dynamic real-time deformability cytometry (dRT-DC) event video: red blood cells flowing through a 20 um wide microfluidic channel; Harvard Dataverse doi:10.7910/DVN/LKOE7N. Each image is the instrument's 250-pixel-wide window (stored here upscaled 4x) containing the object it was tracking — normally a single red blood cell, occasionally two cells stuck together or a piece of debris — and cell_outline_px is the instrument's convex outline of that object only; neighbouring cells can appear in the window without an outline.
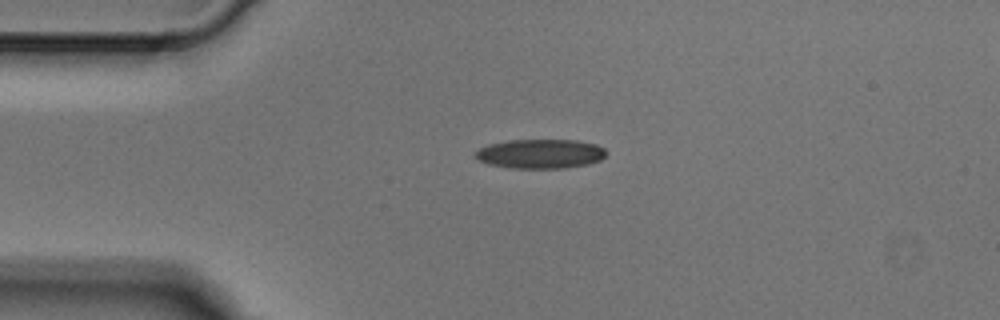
{"species": "Egyptian fruit bat (a non-hibernating species)", "species_latin": "Rousettus aegyptiacus", "temperature_condition": "cold", "stored_images_in_passage": 3, "segment_of_instrument_passage": [1, 2], "camera_frame_rate_fps": 3000, "um_per_image_px": 0.085, "animal": {"sex": "male"}, "frame": {"image": 1, "passage_image": 1, "time_ms": 0.0, "image_size_px": [1000, 320], "cell_outline_px": [[608, 152], [600, 160], [588, 164], [564, 168], [512, 168], [488, 164], [480, 160], [476, 156], [476, 152], [480, 148], [488, 144], [508, 140], [576, 140], [596, 144], [604, 148]], "centroid_in_image_um": [45.96, 13.07], "position_along_channel_um": 39.0, "area_um2": 22.31}}